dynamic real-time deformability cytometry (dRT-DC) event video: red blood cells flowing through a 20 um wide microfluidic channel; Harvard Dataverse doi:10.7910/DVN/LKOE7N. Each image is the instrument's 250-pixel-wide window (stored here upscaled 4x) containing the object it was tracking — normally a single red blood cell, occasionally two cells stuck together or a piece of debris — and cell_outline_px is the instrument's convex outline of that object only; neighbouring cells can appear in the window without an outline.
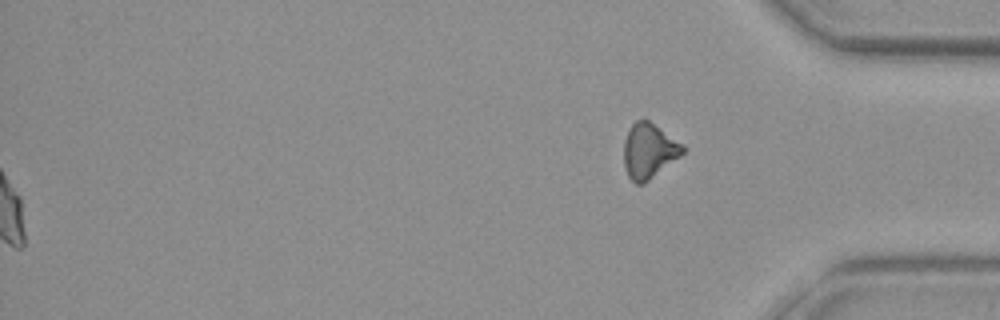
{"species": "common noctule bat (a hibernating species)", "species_latin": "Nyctalus noctula", "temperature_condition": "warm", "stored_images_in_passage": 44, "segment_of_instrument_passage": [2, 2], "camera_frame_rate_fps": 3000, "um_per_image_px": 0.085, "animal": {"sex": "female", "body_mass_g": 29.2, "forearm_length_mm": 56.3}, "frame": {"image": 1, "passage_image": 44, "time_ms": 14.333, "image_size_px": [1000, 320], "cell_outline_px": [[684, 152], [680, 156], [644, 184], [636, 184], [628, 176], [624, 168], [624, 140], [632, 124], [636, 120], [644, 116], [684, 144]], "centroid_in_image_um": [55.16, 12.79], "position_along_channel_um": 380.0, "area_um2": 19.13}}